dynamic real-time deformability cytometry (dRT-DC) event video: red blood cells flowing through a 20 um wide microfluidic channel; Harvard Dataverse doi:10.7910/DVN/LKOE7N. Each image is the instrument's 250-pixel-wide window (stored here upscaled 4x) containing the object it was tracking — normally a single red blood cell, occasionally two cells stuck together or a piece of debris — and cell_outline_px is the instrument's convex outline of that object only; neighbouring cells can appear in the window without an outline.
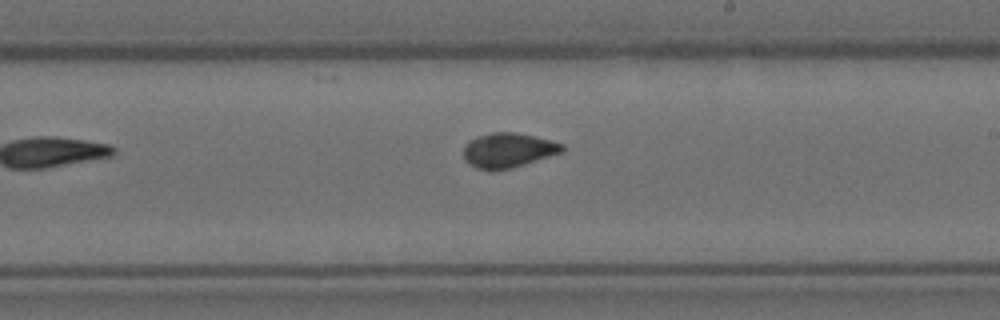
{"species": "Egyptian fruit bat (a non-hibernating species)", "species_latin": "Rousettus aegyptiacus", "temperature_condition": "room temperature", "stored_images_in_passage": 14, "camera_frame_rate_fps": 3000, "um_per_image_px": 0.085, "animal": {"sex": "female"}, "frame": {"image": 1, "passage_image": 8, "time_ms": 2.333, "image_size_px": [1000, 320], "cell_outline_px": [[564, 148], [560, 152], [512, 168], [492, 172], [476, 168], [464, 160], [464, 144], [476, 136], [492, 132], [516, 132], [564, 144]], "centroid_in_image_um": [43.11, 12.78], "position_along_channel_um": 245.9, "area_um2": 19.88}}
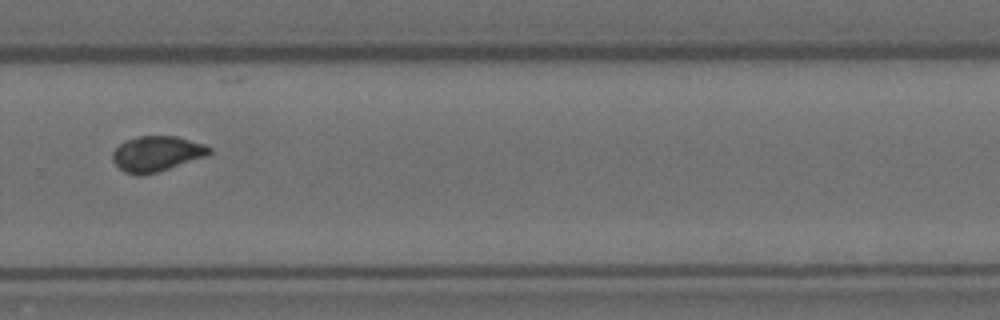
{"frame": {"image": 2, "passage_image": 10, "time_ms": 3.0, "image_size_px": [1000, 320], "cell_outline_px": [[212, 152], [208, 156], [144, 176], [136, 176], [124, 172], [112, 160], [112, 152], [124, 140], [140, 136], [176, 136], [204, 144], [212, 148]], "centroid_in_image_um": [13.32, 13.08], "position_along_channel_um": 316.5, "area_um2": 20.11}}